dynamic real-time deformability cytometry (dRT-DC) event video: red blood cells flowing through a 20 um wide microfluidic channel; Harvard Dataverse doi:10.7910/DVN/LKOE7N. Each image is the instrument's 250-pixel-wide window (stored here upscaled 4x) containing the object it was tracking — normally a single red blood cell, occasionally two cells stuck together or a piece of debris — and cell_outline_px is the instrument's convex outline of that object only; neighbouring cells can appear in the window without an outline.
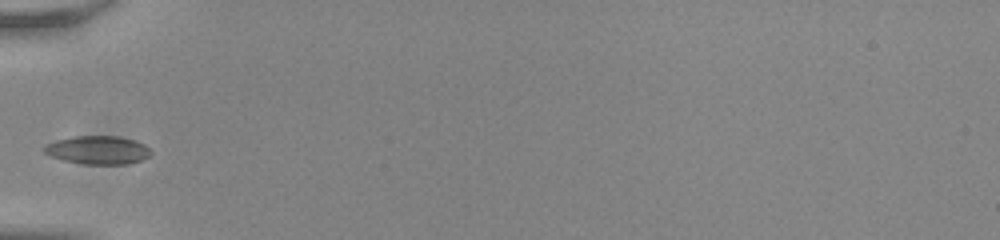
{"species": "common noctule bat (a hibernating species)", "species_latin": "Nyctalus noctula", "temperature_condition": "room temperature", "stored_images_in_passage": 28, "camera_frame_rate_fps": 3000, "um_per_image_px": 0.085, "animal": {"sex": "male", "body_mass_g": 20.0, "forearm_length_mm": 53.3}, "frame": {"image": 1, "passage_image": 1, "time_ms": 0.0, "image_size_px": [1000, 240], "cell_outline_px": [[152, 152], [144, 160], [128, 164], [84, 164], [64, 160], [52, 156], [44, 152], [44, 148], [48, 144], [56, 140], [76, 136], [120, 136], [136, 140], [144, 144]], "centroid_in_image_um": [8.38, 12.75], "position_along_channel_um": 76.6, "area_um2": 17.57}}
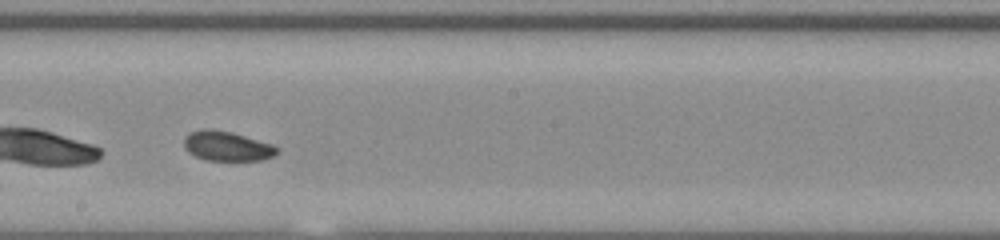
{"frame": {"image": 2, "passage_image": 13, "time_ms": 4.0, "image_size_px": [1000, 240], "cell_outline_px": [[280, 148], [272, 156], [260, 160], [204, 160], [188, 152], [184, 148], [184, 136], [200, 128], [208, 128], [232, 132], [272, 144]], "centroid_in_image_um": [19.25, 12.41], "position_along_channel_um": 228.9, "area_um2": 16.07}}
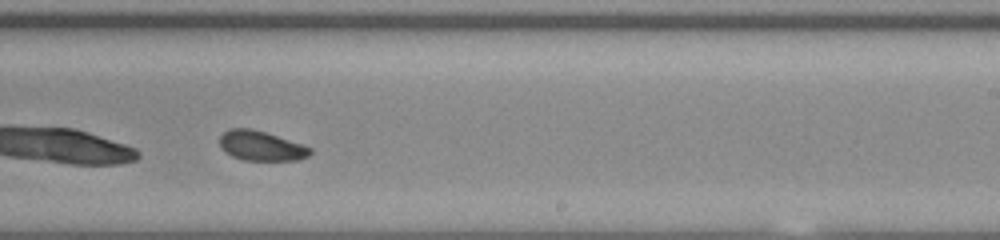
{"frame": {"image": 3, "passage_image": 16, "time_ms": 5.0, "image_size_px": [1000, 240], "cell_outline_px": [[312, 152], [308, 156], [296, 160], [244, 160], [232, 156], [224, 152], [220, 148], [220, 136], [228, 128], [248, 128], [264, 132], [312, 148]], "centroid_in_image_um": [22.14, 12.4], "position_along_channel_um": 266.9, "area_um2": 15.49}, "authors_computed_cell_mechanics": {"area_um2": 16.0395, "velocity_mm_per_s": 3.8083, "shape_relaxation_time_tau1_ms": 2.7557, "shape_relaxation_time_tau2_ms": 4.7379, "deformation_change_tau1": 0.0595, "deformation_change_tau2": 0.0932}}